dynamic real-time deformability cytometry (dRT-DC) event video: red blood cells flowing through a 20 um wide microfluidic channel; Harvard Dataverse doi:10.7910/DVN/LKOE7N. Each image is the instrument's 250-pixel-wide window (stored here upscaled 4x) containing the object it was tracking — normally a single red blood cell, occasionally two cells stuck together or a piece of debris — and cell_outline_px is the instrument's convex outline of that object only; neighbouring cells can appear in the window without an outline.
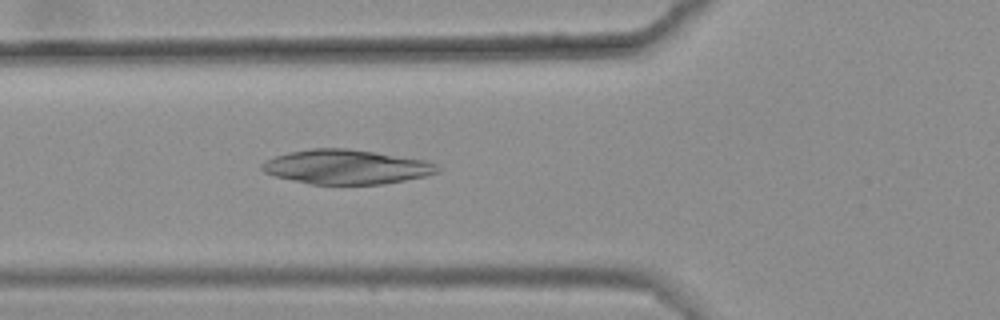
{"species": "common noctule bat (a hibernating species)", "species_latin": "Nyctalus noctula", "temperature_condition": "warm", "stored_images_in_passage": 4, "camera_frame_rate_fps": 3000, "um_per_image_px": 0.085, "animal": {"sex": "female", "body_mass_g": 25.1}, "frame": {"image": 1, "passage_image": 4, "time_ms": 1.0, "image_size_px": [1000, 320], "cell_outline_px": [[440, 172], [424, 176], [384, 184], [312, 184], [292, 180], [276, 176], [264, 172], [260, 168], [260, 164], [276, 156], [288, 152], [312, 148], [348, 148], [376, 152], [428, 160], [436, 164], [440, 168]], "centroid_in_image_um": [29.47, 14.18], "position_along_channel_um": 96.3, "area_um2": 35.26}}